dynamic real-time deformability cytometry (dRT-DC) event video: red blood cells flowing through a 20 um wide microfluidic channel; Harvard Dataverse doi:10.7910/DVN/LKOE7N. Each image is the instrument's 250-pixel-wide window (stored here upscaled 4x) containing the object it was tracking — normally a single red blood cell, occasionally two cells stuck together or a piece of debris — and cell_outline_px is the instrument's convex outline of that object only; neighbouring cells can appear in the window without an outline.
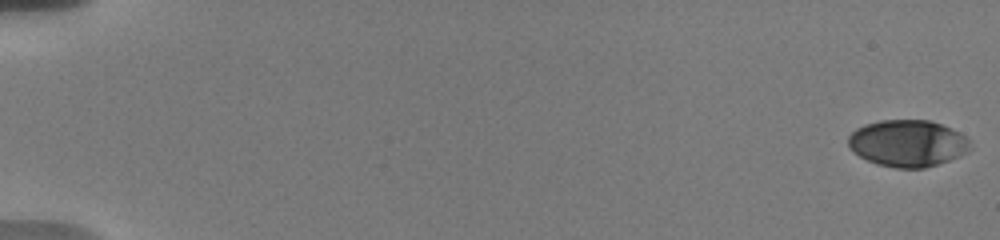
{"species": "human", "species_latin": "Homo sapiens", "temperature_condition": "warm", "stored_images_in_passage": 56, "camera_frame_rate_fps": 3000, "um_per_image_px": 0.085, "donor": {"sex": "male"}, "frame": {"image": 1, "passage_image": 1, "time_ms": 0.0, "image_size_px": [1000, 240], "cell_outline_px": [[972, 148], [968, 152], [948, 160], [924, 168], [896, 168], [876, 164], [852, 152], [848, 148], [848, 136], [856, 128], [864, 124], [880, 120], [928, 120], [952, 128], [964, 136], [968, 140]], "centroid_in_image_um": [77.12, 12.17], "position_along_channel_um": 7.9, "area_um2": 33.29}}
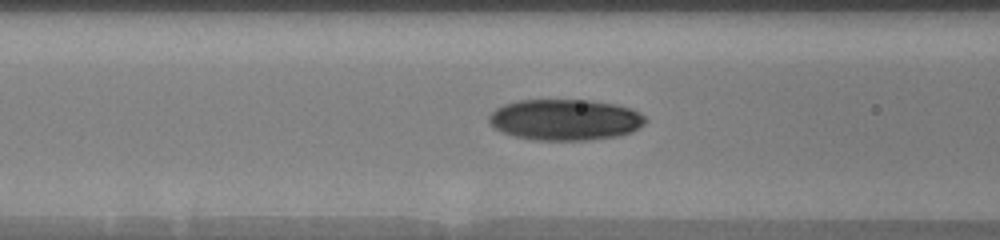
{"frame": {"image": 2, "passage_image": 25, "time_ms": 8.0, "image_size_px": [1000, 240], "cell_outline_px": [[648, 120], [644, 124], [632, 132], [616, 136], [592, 140], [532, 140], [516, 136], [504, 132], [496, 128], [488, 120], [488, 116], [496, 108], [504, 104], [520, 100], [592, 100], [616, 104], [632, 108], [640, 112]], "centroid_in_image_um": [48.08, 10.17], "position_along_channel_um": 118.5, "area_um2": 37.57}}
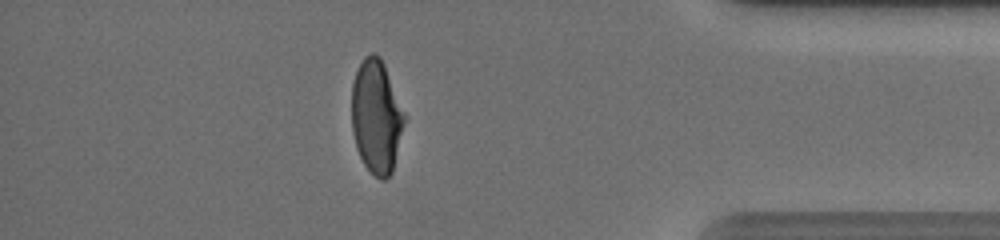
{"frame": {"image": 3, "passage_image": 50, "time_ms": 16.333, "image_size_px": [1000, 240], "cell_outline_px": [[404, 124], [392, 172], [384, 180], [380, 180], [364, 164], [356, 148], [352, 132], [352, 84], [356, 72], [364, 56], [372, 52], [380, 56], [384, 64], [404, 112]], "centroid_in_image_um": [31.97, 9.9], "position_along_channel_um": 403.2, "area_um2": 34.51}, "authors_computed_cell_mechanics": {"area_um2": 35.1713, "velocity_mm_per_s": 3.7399, "shape_relaxation_time_tau1_ms": 6.4863, "shape_relaxation_time_tau2_ms": 1.4273, "deformation_change_tau1": 0.2063, "deformation_change_tau2": 0.0525}}